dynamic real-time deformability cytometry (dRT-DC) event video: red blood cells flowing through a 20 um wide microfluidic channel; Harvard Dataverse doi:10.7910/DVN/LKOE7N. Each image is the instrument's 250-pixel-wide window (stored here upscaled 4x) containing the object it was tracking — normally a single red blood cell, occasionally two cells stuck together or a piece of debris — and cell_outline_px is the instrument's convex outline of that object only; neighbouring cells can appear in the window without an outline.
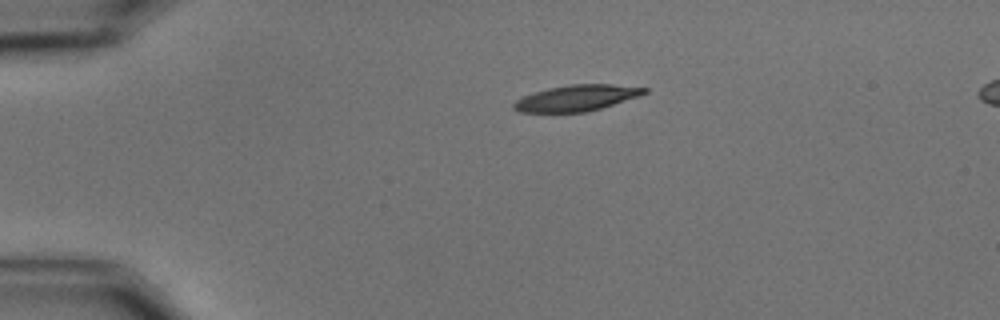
{"species": "common noctule bat (a hibernating species)", "species_latin": "Nyctalus noctula", "temperature_condition": "cold", "stored_images_in_passage": 46, "camera_frame_rate_fps": 3000, "um_per_image_px": 0.085, "animal": {"sex": "male", "body_mass_g": 15.6}, "frame": {"image": 1, "passage_image": 1, "time_ms": 0.0, "image_size_px": [1000, 320], "cell_outline_px": [[648, 92], [640, 96], [588, 112], [520, 112], [512, 108], [512, 104], [516, 100], [532, 92], [548, 88], [568, 84], [612, 84], [648, 88]], "centroid_in_image_um": [49.01, 8.32], "position_along_channel_um": 36.0, "area_um2": 19.94}}
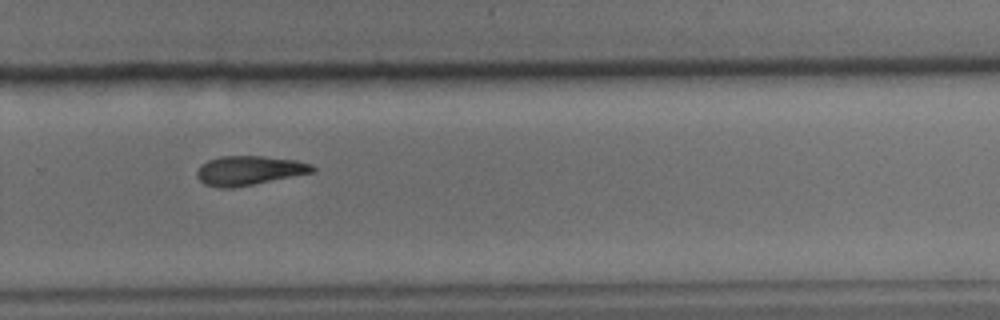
{"frame": {"image": 2, "passage_image": 28, "time_ms": 9.0, "image_size_px": [1000, 320], "cell_outline_px": [[316, 172], [232, 188], [216, 188], [204, 184], [196, 176], [196, 172], [200, 164], [208, 160], [220, 156], [264, 156], [296, 160], [312, 164], [316, 168]], "centroid_in_image_um": [21.17, 14.49], "position_along_channel_um": 308.6, "area_um2": 19.94}}
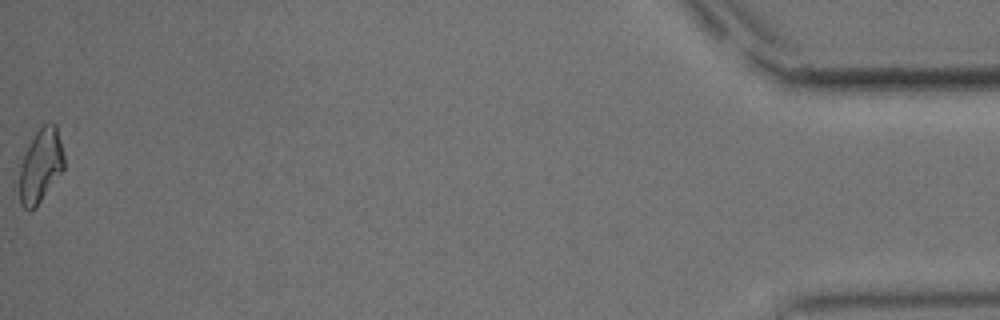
{"frame": {"image": 3, "passage_image": 46, "time_ms": 15.0, "image_size_px": [1000, 320], "cell_outline_px": [[64, 168], [40, 200], [28, 212], [20, 204], [20, 164], [28, 144], [36, 132], [44, 124], [56, 124], [64, 156]], "centroid_in_image_um": [3.44, 14.06], "position_along_channel_um": 431.8, "area_um2": 18.67}, "authors_computed_cell_mechanics": {"area_um2": 20.1144, "velocity_mm_per_s": 3.5325, "shape_relaxation_time_tau1_ms": 5.0411, "shape_relaxation_time_tau2_ms": null, "deformation_change_tau1": 0.1519, "deformation_change_tau2": null}}